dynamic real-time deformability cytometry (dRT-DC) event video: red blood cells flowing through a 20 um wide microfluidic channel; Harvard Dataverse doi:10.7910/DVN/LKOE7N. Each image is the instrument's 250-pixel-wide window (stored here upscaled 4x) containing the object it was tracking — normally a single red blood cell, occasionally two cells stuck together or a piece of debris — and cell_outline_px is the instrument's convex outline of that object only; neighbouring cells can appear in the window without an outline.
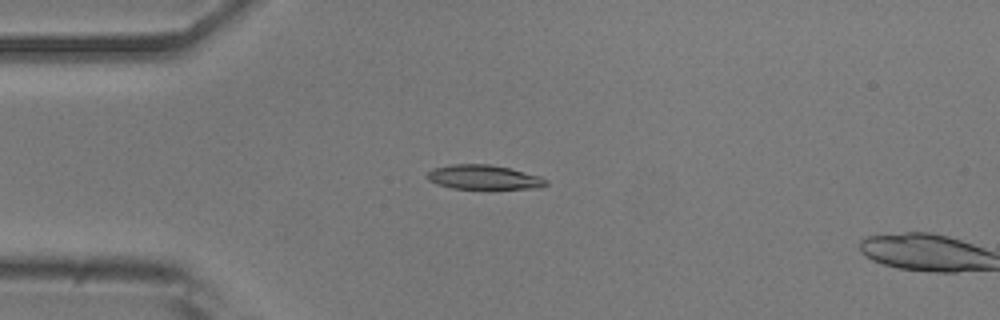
{"species": "common noctule bat (a hibernating species)", "species_latin": "Nyctalus noctula", "temperature_condition": "room temperature", "stored_images_in_passage": 15, "camera_frame_rate_fps": 3000, "um_per_image_px": 0.085, "animal": {"sex": "male", "body_mass_g": 20.5, "forearm_length_mm": 52.5}, "frame": {"image": 1, "passage_image": 13, "time_ms": 4.0, "image_size_px": [1000, 320], "cell_outline_px": [[548, 184], [540, 188], [452, 188], [436, 184], [428, 180], [424, 176], [432, 168], [452, 164], [488, 164], [508, 168], [540, 176], [548, 180]], "centroid_in_image_um": [41.08, 15.06], "position_along_channel_um": 43.9, "area_um2": 16.82}}